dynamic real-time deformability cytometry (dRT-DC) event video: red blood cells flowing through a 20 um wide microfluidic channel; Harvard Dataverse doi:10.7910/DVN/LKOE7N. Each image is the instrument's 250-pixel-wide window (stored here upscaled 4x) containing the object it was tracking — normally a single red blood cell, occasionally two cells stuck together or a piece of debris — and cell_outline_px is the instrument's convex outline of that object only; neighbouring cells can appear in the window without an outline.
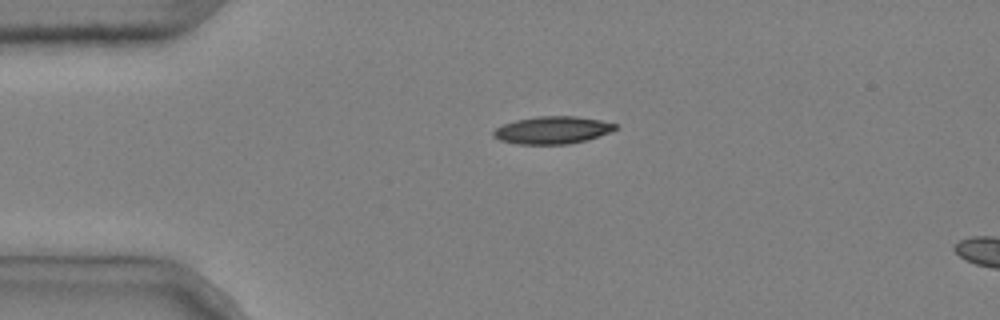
{"species": "common noctule bat (a hibernating species)", "species_latin": "Nyctalus noctula", "temperature_condition": "cold", "stored_images_in_passage": 2, "camera_frame_rate_fps": 3000, "um_per_image_px": 0.085, "animal": {"sex": "male", "body_mass_g": 20.4}, "frame": {"image": 1, "passage_image": 1, "time_ms": 0.0, "image_size_px": [1000, 320], "cell_outline_px": [[616, 128], [608, 132], [588, 140], [568, 144], [516, 144], [500, 140], [492, 136], [492, 132], [496, 128], [504, 124], [516, 120], [536, 116], [576, 116], [600, 120], [616, 124]], "centroid_in_image_um": [46.92, 11.06], "position_along_channel_um": 38.1, "area_um2": 19.42}}